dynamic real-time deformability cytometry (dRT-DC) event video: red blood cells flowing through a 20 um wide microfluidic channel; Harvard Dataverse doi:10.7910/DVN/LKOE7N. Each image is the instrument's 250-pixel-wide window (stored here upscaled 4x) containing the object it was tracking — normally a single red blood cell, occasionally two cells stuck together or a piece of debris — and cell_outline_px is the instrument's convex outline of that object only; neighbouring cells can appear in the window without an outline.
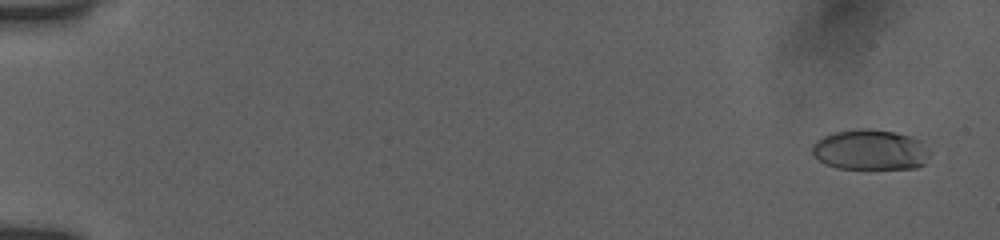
{"species": "human", "species_latin": "Homo sapiens", "temperature_condition": "room temperature", "stored_images_in_passage": 55, "camera_frame_rate_fps": 3000, "um_per_image_px": 0.085, "donor": {"sex": "female"}, "frame": {"image": 1, "passage_image": 3, "time_ms": 0.667, "image_size_px": [1000, 240], "cell_outline_px": [[932, 152], [924, 164], [916, 168], [836, 168], [824, 164], [812, 156], [812, 144], [816, 140], [824, 136], [836, 132], [856, 128], [868, 128], [896, 132], [912, 136], [924, 140]], "centroid_in_image_um": [74.01, 12.72], "position_along_channel_um": 11.0, "area_um2": 28.32}}
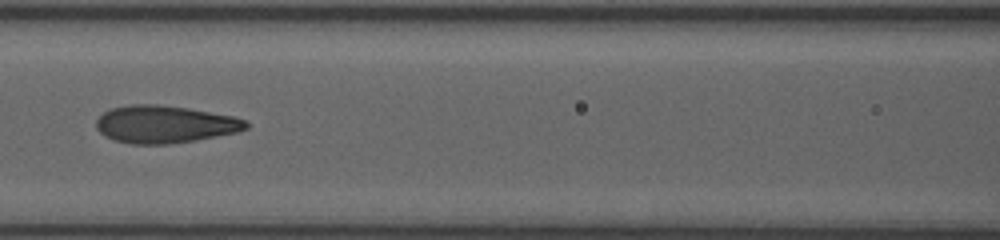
{"frame": {"image": 2, "passage_image": 27, "time_ms": 8.667, "image_size_px": [1000, 240], "cell_outline_px": [[248, 128], [236, 132], [196, 140], [168, 144], [132, 144], [116, 140], [104, 136], [96, 128], [96, 120], [104, 112], [112, 108], [128, 104], [160, 104], [188, 108], [232, 116], [244, 120], [248, 124]], "centroid_in_image_um": [13.97, 10.56], "position_along_channel_um": 152.6, "area_um2": 32.6}}
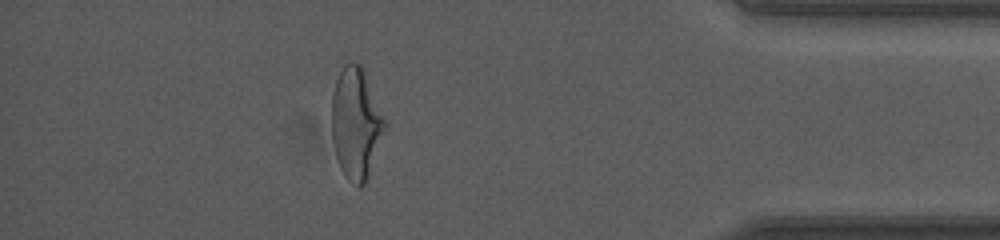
{"frame": {"image": 3, "passage_image": 49, "time_ms": 16.0, "image_size_px": [1000, 240], "cell_outline_px": [[388, 124], [368, 176], [364, 184], [360, 188], [356, 188], [344, 176], [340, 168], [336, 156], [332, 140], [332, 96], [336, 80], [344, 64], [348, 60], [352, 60], [360, 64], [364, 68]], "centroid_in_image_um": [30.27, 10.47], "position_along_channel_um": 404.9, "area_um2": 35.03}, "authors_computed_cell_mechanics": {"area_um2": 31.9056, "velocity_mm_per_s": 3.905, "shape_relaxation_time_tau1_ms": 5.624, "shape_relaxation_time_tau2_ms": 0.9567, "deformation_change_tau1": 0.2003, "deformation_change_tau2": 0.0855}}